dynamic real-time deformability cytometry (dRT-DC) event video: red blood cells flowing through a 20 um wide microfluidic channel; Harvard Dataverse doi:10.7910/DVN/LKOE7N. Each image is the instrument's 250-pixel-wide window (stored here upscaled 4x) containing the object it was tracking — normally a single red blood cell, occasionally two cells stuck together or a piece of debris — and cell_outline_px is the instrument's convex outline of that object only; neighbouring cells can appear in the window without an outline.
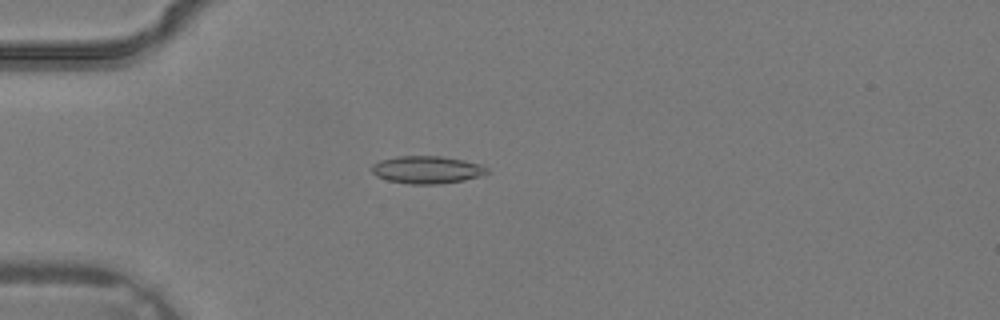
{"species": "common noctule bat (a hibernating species)", "species_latin": "Nyctalus noctula", "temperature_condition": "warm", "stored_images_in_passage": 2, "camera_frame_rate_fps": 3000, "um_per_image_px": 0.085, "animal": {"sex": "male", "body_mass_g": 19.2, "forearm_length_mm": 51.8}, "frame": {"image": 1, "passage_image": 2, "time_ms": 0.333, "image_size_px": [1000, 320], "cell_outline_px": [[488, 172], [480, 176], [464, 180], [440, 184], [408, 184], [388, 180], [376, 176], [372, 172], [372, 164], [380, 160], [396, 156], [440, 156], [464, 160], [480, 164], [488, 168]], "centroid_in_image_um": [36.28, 14.43], "position_along_channel_um": 48.7, "area_um2": 18.55}}